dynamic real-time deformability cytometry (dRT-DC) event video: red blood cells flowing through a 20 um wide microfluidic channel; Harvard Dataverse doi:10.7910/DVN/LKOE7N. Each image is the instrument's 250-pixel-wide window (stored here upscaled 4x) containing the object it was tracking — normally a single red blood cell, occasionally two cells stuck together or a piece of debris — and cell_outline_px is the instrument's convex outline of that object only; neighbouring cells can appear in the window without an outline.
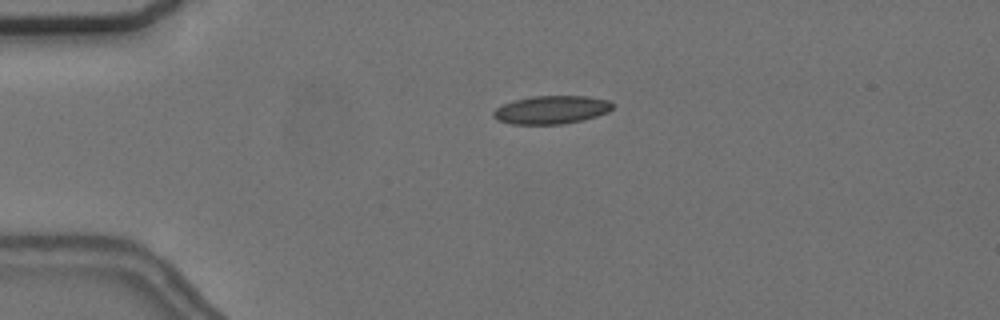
{"species": "common noctule bat (a hibernating species)", "species_latin": "Nyctalus noctula", "temperature_condition": "cold", "stored_images_in_passage": 3, "camera_frame_rate_fps": 3000, "um_per_image_px": 0.085, "animal": {"sex": "female", "body_mass_g": 24.6, "forearm_length_mm": 56.2}, "frame": {"image": 1, "passage_image": 2, "time_ms": 1.0, "image_size_px": [1000, 320], "cell_outline_px": [[612, 108], [608, 112], [584, 120], [560, 124], [512, 124], [496, 120], [492, 116], [492, 112], [496, 108], [512, 100], [532, 96], [588, 96], [608, 100], [612, 104]], "centroid_in_image_um": [46.84, 9.33], "position_along_channel_um": 38.2, "area_um2": 19.65}}